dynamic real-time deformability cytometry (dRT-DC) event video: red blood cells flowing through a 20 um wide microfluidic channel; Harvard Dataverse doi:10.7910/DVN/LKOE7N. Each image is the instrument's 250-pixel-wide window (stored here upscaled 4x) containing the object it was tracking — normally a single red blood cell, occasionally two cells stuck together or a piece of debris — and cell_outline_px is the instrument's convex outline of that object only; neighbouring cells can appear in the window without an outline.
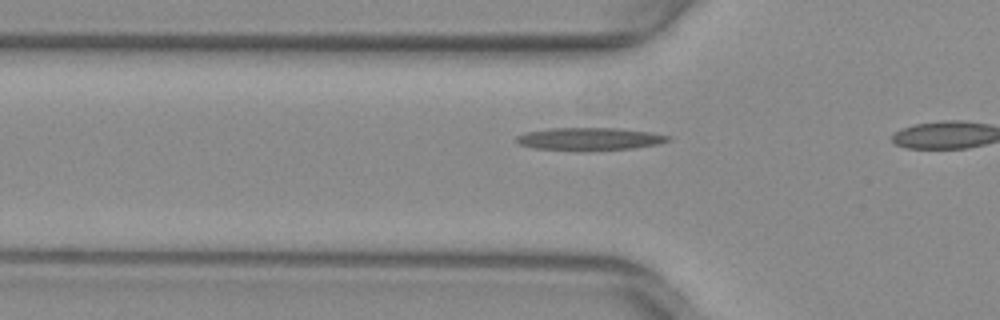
{"species": "common noctule bat (a hibernating species)", "species_latin": "Nyctalus noctula", "temperature_condition": "warm", "stored_images_in_passage": 16, "camera_frame_rate_fps": 3000, "um_per_image_px": 0.085, "animal": {"sex": "female", "body_mass_g": 29.2, "forearm_length_mm": 56.3}, "frame": {"image": 1, "passage_image": 14, "time_ms": 4.333, "image_size_px": [1000, 320], "cell_outline_px": [[672, 140], [656, 144], [632, 148], [532, 148], [520, 144], [516, 140], [516, 136], [524, 132], [552, 128], [620, 128], [652, 132], [672, 136]], "centroid_in_image_um": [50.16, 11.75], "position_along_channel_um": 75.6, "area_um2": 19.07}}